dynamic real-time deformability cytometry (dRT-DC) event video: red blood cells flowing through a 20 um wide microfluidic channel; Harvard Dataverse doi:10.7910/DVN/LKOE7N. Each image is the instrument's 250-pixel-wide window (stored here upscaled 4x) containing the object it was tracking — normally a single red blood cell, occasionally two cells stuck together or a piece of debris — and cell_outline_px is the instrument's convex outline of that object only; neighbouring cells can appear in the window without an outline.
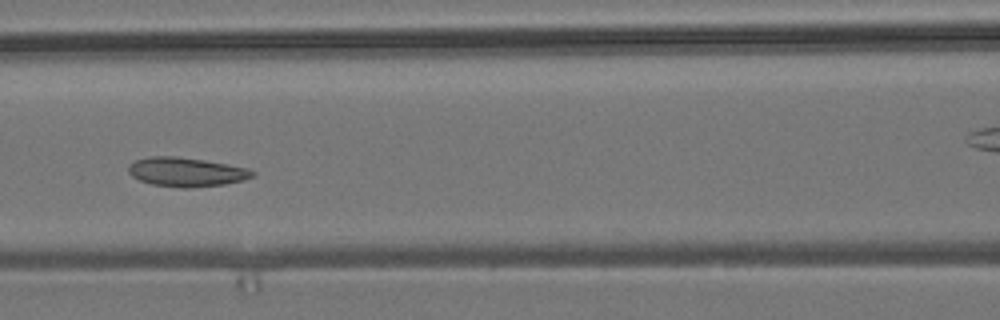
{"species": "common noctule bat (a hibernating species)", "species_latin": "Nyctalus noctula", "temperature_condition": "room temperature", "stored_images_in_passage": 9, "camera_frame_rate_fps": 3000, "um_per_image_px": 0.085, "animal": {"sex": "male", "body_mass_g": 19.2, "forearm_length_mm": 51.8}, "frame": {"image": 1, "passage_image": 6, "time_ms": 5.667, "image_size_px": [1000, 320], "cell_outline_px": [[256, 172], [252, 176], [244, 180], [224, 184], [188, 188], [180, 188], [152, 184], [140, 180], [132, 176], [128, 172], [128, 164], [136, 160], [148, 156], [176, 156], [204, 160], [228, 164], [248, 168]], "centroid_in_image_um": [15.82, 14.61], "position_along_channel_um": 150.8, "area_um2": 21.1}}
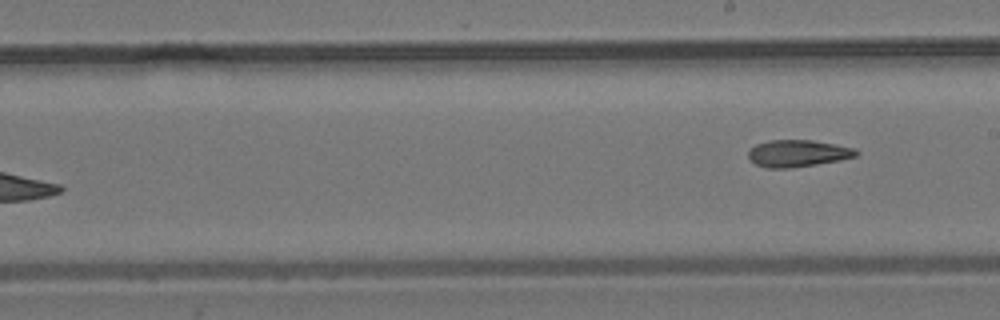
{"frame": {"image": 2, "passage_image": 9, "time_ms": 9.333, "image_size_px": [1000, 320], "cell_outline_px": [[860, 152], [856, 156], [840, 160], [816, 164], [788, 168], [764, 168], [756, 164], [748, 156], [748, 152], [756, 144], [768, 140], [812, 140], [836, 144], [856, 148]], "centroid_in_image_um": [67.84, 13.03], "position_along_channel_um": 221.2, "area_um2": 16.94}}